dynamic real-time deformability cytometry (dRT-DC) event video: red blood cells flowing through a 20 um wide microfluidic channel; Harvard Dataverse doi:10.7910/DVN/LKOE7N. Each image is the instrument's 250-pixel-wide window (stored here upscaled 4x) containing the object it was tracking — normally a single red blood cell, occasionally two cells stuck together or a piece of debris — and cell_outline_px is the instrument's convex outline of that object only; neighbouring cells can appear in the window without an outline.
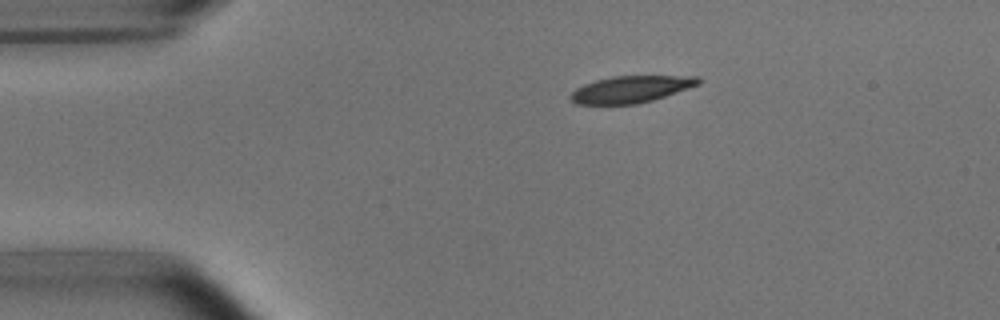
{"species": "common noctule bat (a hibernating species)", "species_latin": "Nyctalus noctula", "temperature_condition": "room temperature", "stored_images_in_passage": 44, "camera_frame_rate_fps": 3000, "um_per_image_px": 0.085, "animal": {"sex": "male", "body_mass_g": 15.6}, "frame": {"image": 1, "passage_image": 1, "time_ms": 0.0, "image_size_px": [1000, 320], "cell_outline_px": [[700, 84], [652, 100], [636, 104], [576, 104], [568, 96], [576, 88], [584, 84], [596, 80], [612, 76], [700, 76]], "centroid_in_image_um": [53.61, 7.58], "position_along_channel_um": 31.4, "area_um2": 19.83}}
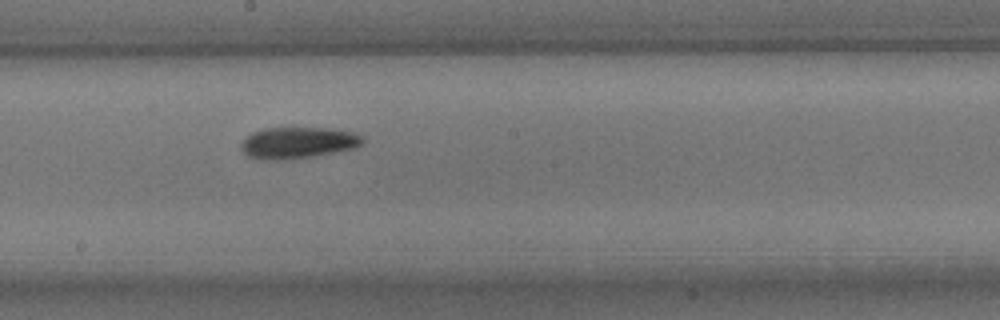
{"frame": {"image": 2, "passage_image": 20, "time_ms": 6.333, "image_size_px": [1000, 320], "cell_outline_px": [[364, 140], [360, 144], [352, 148], [312, 156], [288, 160], [264, 160], [248, 156], [240, 148], [240, 144], [252, 132], [264, 128], [328, 128], [352, 132], [364, 136]], "centroid_in_image_um": [25.28, 12.13], "position_along_channel_um": 222.9, "area_um2": 22.08}}
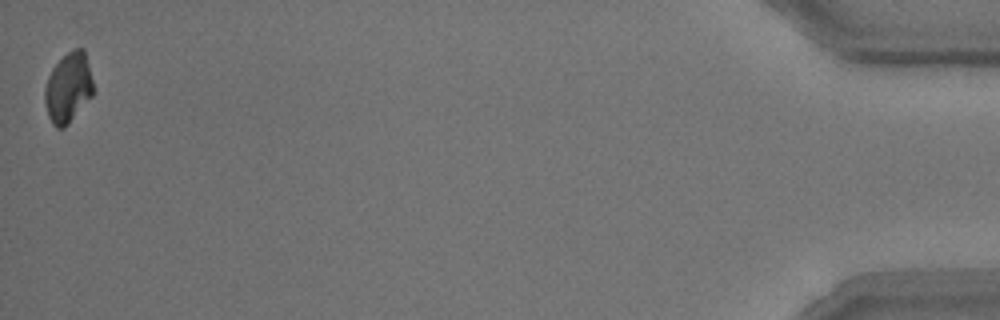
{"frame": {"image": 3, "passage_image": 44, "time_ms": 14.333, "image_size_px": [1000, 320], "cell_outline_px": [[96, 92], [68, 124], [64, 128], [56, 128], [52, 124], [48, 116], [44, 100], [44, 88], [48, 76], [52, 68], [72, 48], [84, 48]], "centroid_in_image_um": [5.82, 7.46], "position_along_channel_um": 429.4, "area_um2": 20.06}, "authors_computed_cell_mechanics": {"area_um2": 21.0681, "velocity_mm_per_s": 3.726, "shape_relaxation_time_tau1_ms": 2.909, "shape_relaxation_time_tau2_ms": 3.8136, "deformation_change_tau1": 0.1247, "deformation_change_tau2": 0.0991}}